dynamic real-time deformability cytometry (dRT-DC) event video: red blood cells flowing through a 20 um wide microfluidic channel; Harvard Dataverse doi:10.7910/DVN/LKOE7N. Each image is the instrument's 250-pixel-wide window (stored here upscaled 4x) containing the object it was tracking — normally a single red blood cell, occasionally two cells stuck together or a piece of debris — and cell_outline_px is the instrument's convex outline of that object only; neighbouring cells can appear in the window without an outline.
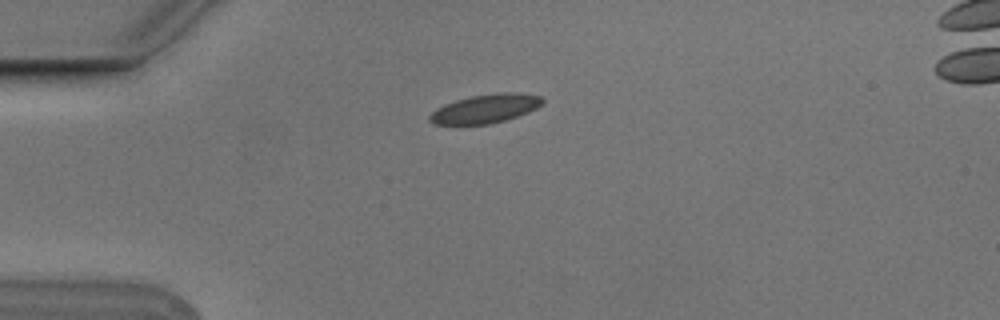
{"species": "Egyptian fruit bat (a non-hibernating species)", "species_latin": "Rousettus aegyptiacus", "temperature_condition": "cold", "stored_images_in_passage": 6, "camera_frame_rate_fps": 3000, "um_per_image_px": 0.085, "animal": {"sex": "male"}, "frame": {"image": 1, "passage_image": 2, "time_ms": 0.333, "image_size_px": [1000, 320], "cell_outline_px": [[544, 100], [536, 108], [528, 112], [504, 120], [488, 124], [432, 124], [428, 120], [428, 116], [436, 108], [444, 104], [456, 100], [472, 96], [496, 92], [516, 92], [540, 96]], "centroid_in_image_um": [41.22, 9.23], "position_along_channel_um": 43.8, "area_um2": 18.79}}
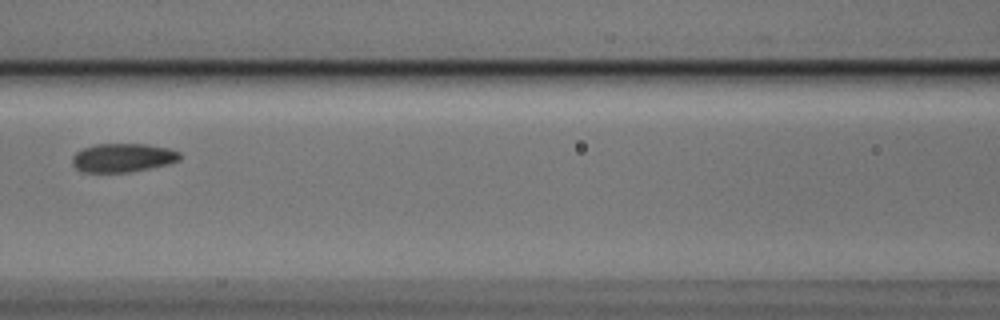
{"frame": {"image": 2, "passage_image": 5, "time_ms": 1.333, "image_size_px": [1000, 320], "cell_outline_px": [[180, 160], [168, 164], [128, 172], [80, 172], [72, 164], [72, 156], [76, 152], [84, 148], [96, 144], [148, 144], [168, 148], [180, 152]], "centroid_in_image_um": [10.42, 13.4], "position_along_channel_um": 156.2, "area_um2": 17.98}}
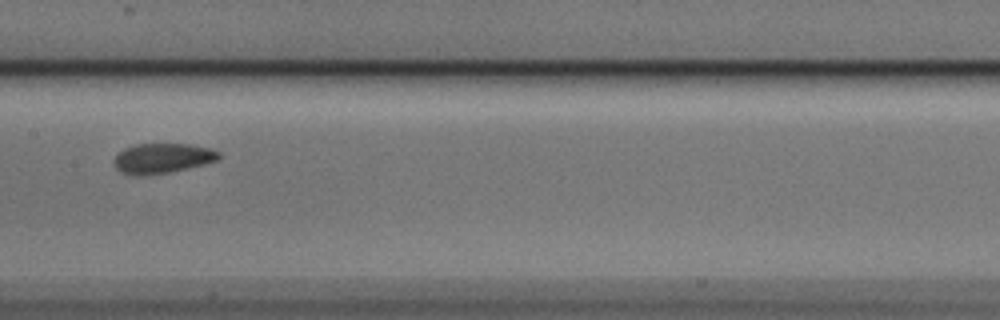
{"frame": {"image": 3, "passage_image": 6, "time_ms": 1.667, "image_size_px": [1000, 320], "cell_outline_px": [[220, 156], [216, 160], [204, 164], [168, 172], [140, 176], [136, 176], [120, 172], [116, 168], [112, 160], [124, 148], [136, 144], [188, 144], [212, 148], [220, 152]], "centroid_in_image_um": [13.78, 13.45], "position_along_channel_um": 193.6, "area_um2": 18.26}}